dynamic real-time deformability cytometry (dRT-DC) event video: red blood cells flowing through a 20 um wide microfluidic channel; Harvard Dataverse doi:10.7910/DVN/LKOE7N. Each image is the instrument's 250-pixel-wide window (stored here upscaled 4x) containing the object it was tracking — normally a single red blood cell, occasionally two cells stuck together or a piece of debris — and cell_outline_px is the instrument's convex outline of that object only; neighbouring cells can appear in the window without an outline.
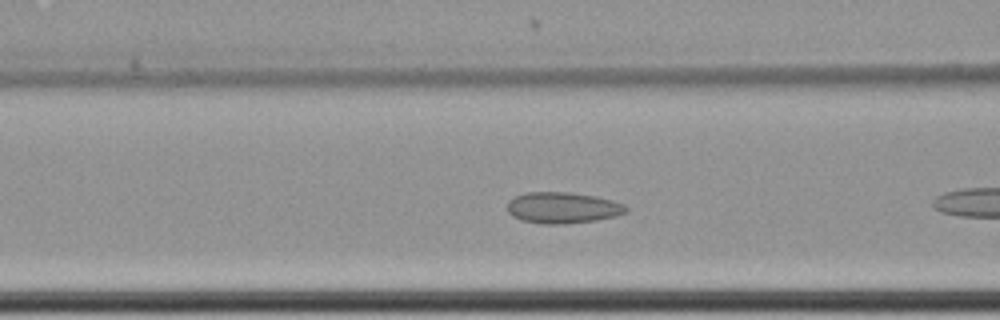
{"species": "common noctule bat (a hibernating species)", "species_latin": "Nyctalus noctula", "temperature_condition": "cold", "stored_images_in_passage": 12, "camera_frame_rate_fps": 3000, "um_per_image_px": 0.085, "animal": {"sex": "female", "body_mass_g": 22.7, "forearm_length_mm": 54.2}, "frame": {"image": 1, "passage_image": 7, "time_ms": 2.0, "image_size_px": [1000, 320], "cell_outline_px": [[628, 212], [616, 216], [596, 220], [564, 224], [544, 224], [524, 220], [512, 216], [508, 212], [508, 200], [524, 192], [568, 192], [596, 196], [612, 200], [624, 204], [628, 208]], "centroid_in_image_um": [47.85, 17.65], "position_along_channel_um": 118.8, "area_um2": 21.62}}
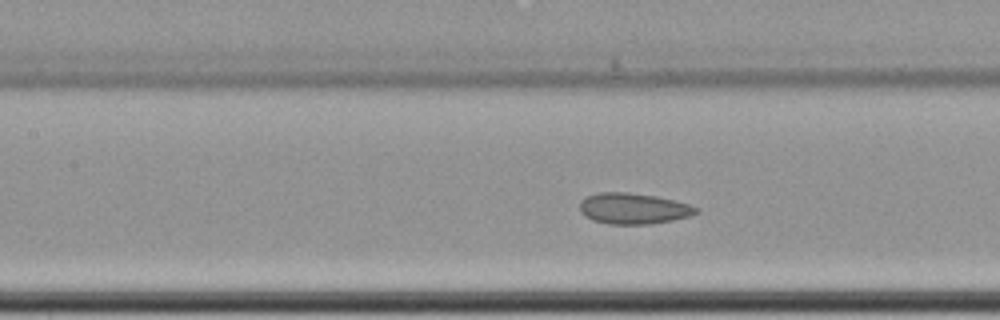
{"frame": {"image": 2, "passage_image": 10, "time_ms": 3.0, "image_size_px": [1000, 320], "cell_outline_px": [[700, 212], [692, 216], [672, 220], [648, 224], [608, 224], [592, 220], [584, 216], [580, 212], [580, 200], [588, 196], [600, 192], [628, 192], [656, 196], [688, 204], [700, 208]], "centroid_in_image_um": [53.84, 17.73], "position_along_channel_um": 153.6, "area_um2": 21.1}}